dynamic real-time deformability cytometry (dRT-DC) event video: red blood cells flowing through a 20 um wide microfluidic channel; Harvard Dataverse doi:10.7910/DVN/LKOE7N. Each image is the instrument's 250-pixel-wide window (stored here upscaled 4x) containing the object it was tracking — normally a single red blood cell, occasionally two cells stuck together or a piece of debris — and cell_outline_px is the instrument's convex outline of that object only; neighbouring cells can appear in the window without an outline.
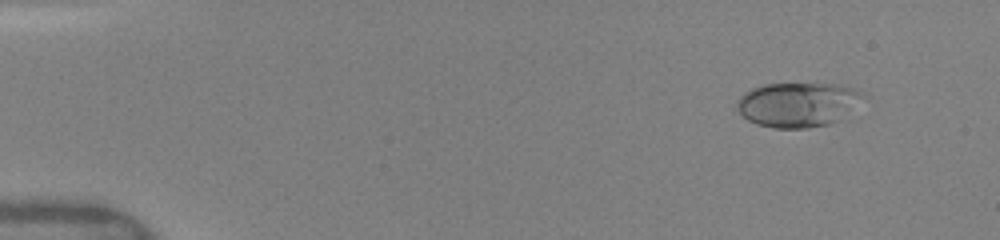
{"species": "human", "species_latin": "Homo sapiens", "temperature_condition": "warm", "stored_images_in_passage": 8, "camera_frame_rate_fps": 3000, "um_per_image_px": 0.085, "donor": {"sex": "female"}, "frame": {"image": 1, "passage_image": 2, "time_ms": 1.0, "image_size_px": [1000, 240], "cell_outline_px": [[864, 96], [840, 120], [828, 124], [808, 128], [772, 128], [756, 124], [748, 120], [736, 108], [736, 100], [744, 92], [752, 88], [764, 84], [816, 80], [840, 84], [856, 88]], "centroid_in_image_um": [67.8, 8.82], "position_along_channel_um": 17.2, "area_um2": 33.81}}
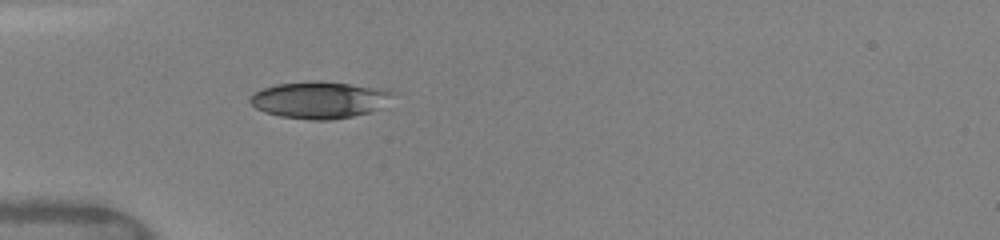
{"frame": {"image": 2, "passage_image": 6, "time_ms": 4.667, "image_size_px": [1000, 240], "cell_outline_px": [[396, 92], [372, 112], [332, 120], [312, 120], [280, 116], [264, 112], [256, 108], [248, 100], [256, 92], [264, 88], [276, 84], [320, 80], [392, 88]], "centroid_in_image_um": [27.2, 8.47], "position_along_channel_um": 57.8, "area_um2": 30.81}}